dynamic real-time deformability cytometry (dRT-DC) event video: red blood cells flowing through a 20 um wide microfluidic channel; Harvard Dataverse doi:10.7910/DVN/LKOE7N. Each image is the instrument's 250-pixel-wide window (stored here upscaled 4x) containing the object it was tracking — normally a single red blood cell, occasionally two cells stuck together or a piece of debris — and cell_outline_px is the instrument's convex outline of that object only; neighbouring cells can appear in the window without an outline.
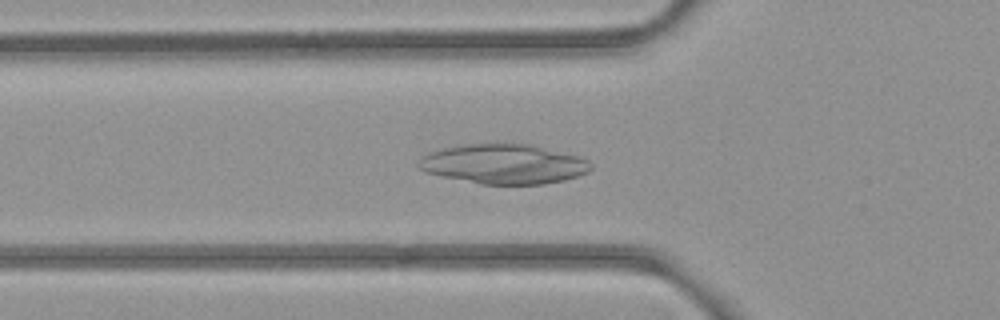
{"species": "common noctule bat (a hibernating species)", "species_latin": "Nyctalus noctula", "temperature_condition": "room temperature", "stored_images_in_passage": 40, "camera_frame_rate_fps": 3000, "um_per_image_px": 0.085, "animal": {"sex": "female", "body_mass_g": 21.9}, "frame": {"image": 1, "passage_image": 9, "time_ms": 2.667, "image_size_px": [1000, 320], "cell_outline_px": [[592, 168], [588, 172], [564, 180], [544, 184], [480, 184], [444, 176], [428, 172], [420, 168], [416, 164], [424, 156], [432, 152], [444, 148], [464, 144], [532, 144], [580, 156], [588, 160], [592, 164]], "centroid_in_image_um": [42.89, 13.94], "position_along_channel_um": 82.9, "area_um2": 39.54}}
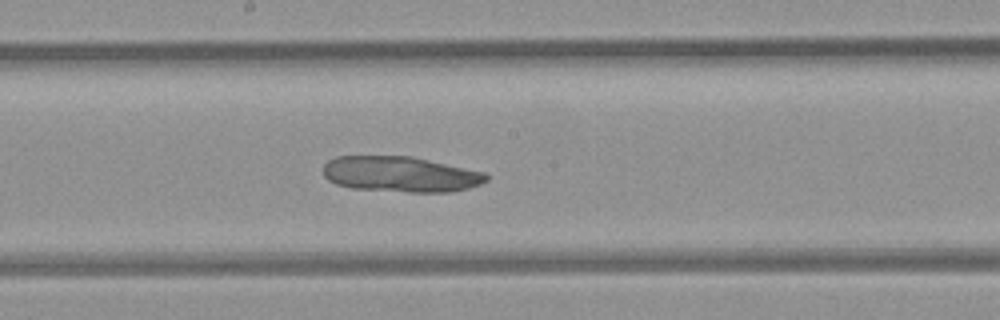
{"frame": {"image": 2, "passage_image": 19, "time_ms": 6.0, "image_size_px": [1000, 320], "cell_outline_px": [[488, 180], [480, 184], [468, 188], [452, 192], [408, 192], [352, 188], [336, 184], [328, 180], [324, 176], [324, 164], [328, 160], [336, 156], [412, 156], [484, 172], [488, 176]], "centroid_in_image_um": [34.03, 14.81], "position_along_channel_um": 214.2, "area_um2": 33.87}}
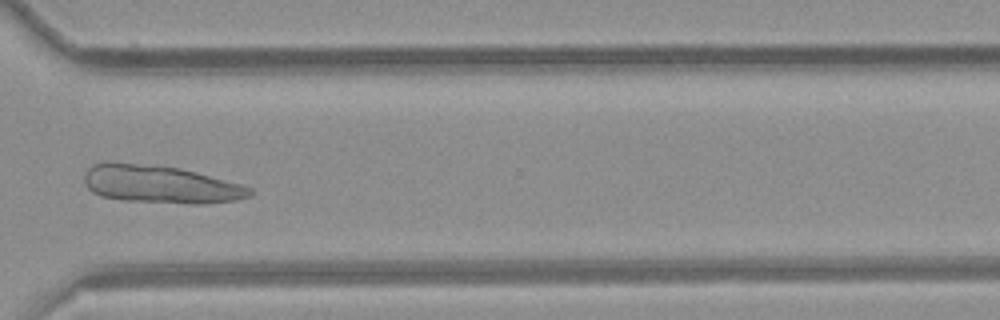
{"frame": {"image": 3, "passage_image": 30, "time_ms": 9.667, "image_size_px": [1000, 320], "cell_outline_px": [[252, 196], [236, 200], [204, 204], [192, 204], [124, 200], [100, 196], [92, 192], [84, 184], [84, 172], [92, 164], [104, 160], [112, 160], [180, 168], [196, 172], [240, 184], [252, 188]], "centroid_in_image_um": [13.56, 15.65], "position_along_channel_um": 357.0, "area_um2": 36.99}}